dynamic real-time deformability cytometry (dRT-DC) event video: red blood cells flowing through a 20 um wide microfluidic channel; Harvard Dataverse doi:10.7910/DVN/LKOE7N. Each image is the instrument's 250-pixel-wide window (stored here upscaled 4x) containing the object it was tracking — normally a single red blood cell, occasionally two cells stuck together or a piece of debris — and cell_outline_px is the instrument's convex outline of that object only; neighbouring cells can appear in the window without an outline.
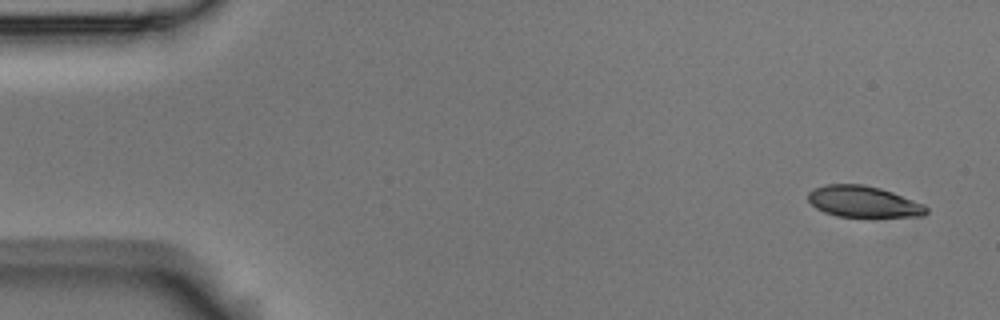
{"species": "Egyptian fruit bat (a non-hibernating species)", "species_latin": "Rousettus aegyptiacus", "temperature_condition": "room temperature", "stored_images_in_passage": 7, "camera_frame_rate_fps": 3000, "um_per_image_px": 0.085, "animal": {"sex": "male"}, "frame": {"image": 1, "passage_image": 1, "time_ms": 0.0, "image_size_px": [1000, 320], "cell_outline_px": [[928, 212], [924, 216], [836, 216], [824, 212], [816, 208], [808, 200], [808, 192], [816, 188], [828, 184], [864, 184], [880, 188], [892, 192], [924, 204], [928, 208]], "centroid_in_image_um": [73.39, 17.13], "position_along_channel_um": 11.6, "area_um2": 21.33}}
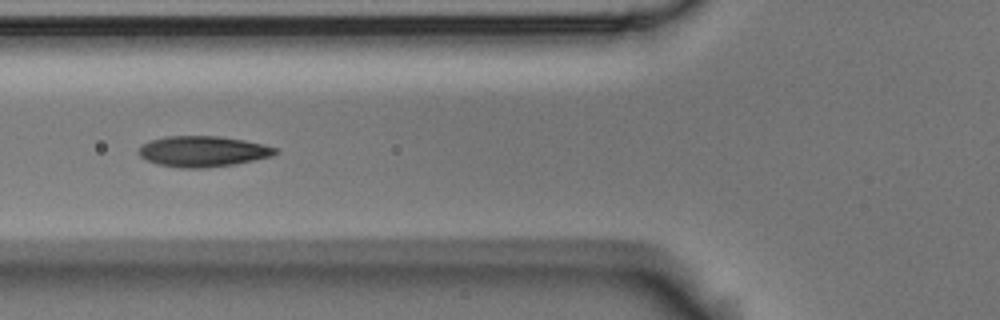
{"frame": {"image": 2, "passage_image": 6, "time_ms": 1.667, "image_size_px": [1000, 320], "cell_outline_px": [[280, 152], [272, 156], [236, 164], [208, 168], [180, 168], [160, 164], [148, 160], [140, 156], [140, 148], [148, 140], [164, 136], [220, 136], [244, 140], [276, 148]], "centroid_in_image_um": [17.27, 12.87], "position_along_channel_um": 108.5, "area_um2": 24.39}}
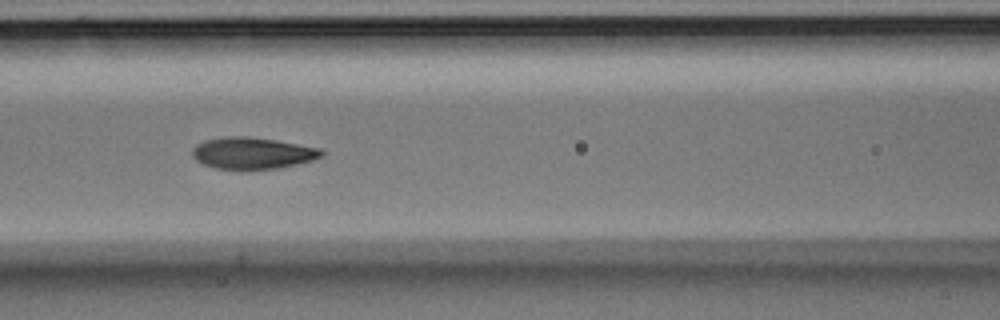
{"frame": {"image": 3, "passage_image": 7, "time_ms": 2.0, "image_size_px": [1000, 320], "cell_outline_px": [[324, 156], [312, 160], [296, 164], [276, 168], [240, 172], [216, 168], [204, 164], [196, 160], [192, 156], [192, 148], [196, 144], [204, 140], [224, 136], [248, 136], [276, 140], [320, 148], [324, 152]], "centroid_in_image_um": [21.42, 13.04], "position_along_channel_um": 145.2, "area_um2": 24.45}}